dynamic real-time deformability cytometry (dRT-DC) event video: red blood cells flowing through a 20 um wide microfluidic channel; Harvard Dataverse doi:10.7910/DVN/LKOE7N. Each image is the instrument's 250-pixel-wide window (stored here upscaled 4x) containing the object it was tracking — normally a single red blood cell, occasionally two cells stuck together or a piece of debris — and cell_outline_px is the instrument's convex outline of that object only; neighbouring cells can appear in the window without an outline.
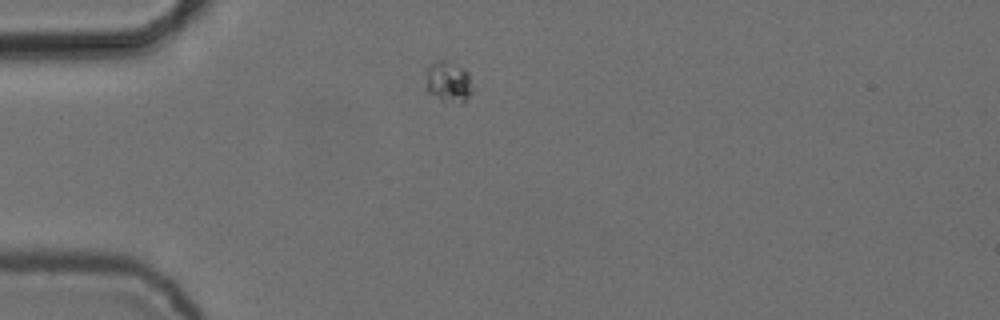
{"species": "common noctule bat (a hibernating species)", "species_latin": "Nyctalus noctula", "temperature_condition": "cold", "stored_images_in_passage": 2, "camera_frame_rate_fps": 3000, "um_per_image_px": 0.085, "animal": {"sex": "female", "body_mass_g": 24.6, "forearm_length_mm": 56.2}, "frame": {"image": 1, "passage_image": 1, "time_ms": 0.0, "image_size_px": [1000, 320], "cell_outline_px": [[476, 88], [460, 104], [440, 100], [428, 92], [428, 64], [436, 60], [448, 60], [464, 68], [468, 72]], "centroid_in_image_um": [38.19, 6.94], "position_along_channel_um": 46.8, "area_um2": 11.33}}